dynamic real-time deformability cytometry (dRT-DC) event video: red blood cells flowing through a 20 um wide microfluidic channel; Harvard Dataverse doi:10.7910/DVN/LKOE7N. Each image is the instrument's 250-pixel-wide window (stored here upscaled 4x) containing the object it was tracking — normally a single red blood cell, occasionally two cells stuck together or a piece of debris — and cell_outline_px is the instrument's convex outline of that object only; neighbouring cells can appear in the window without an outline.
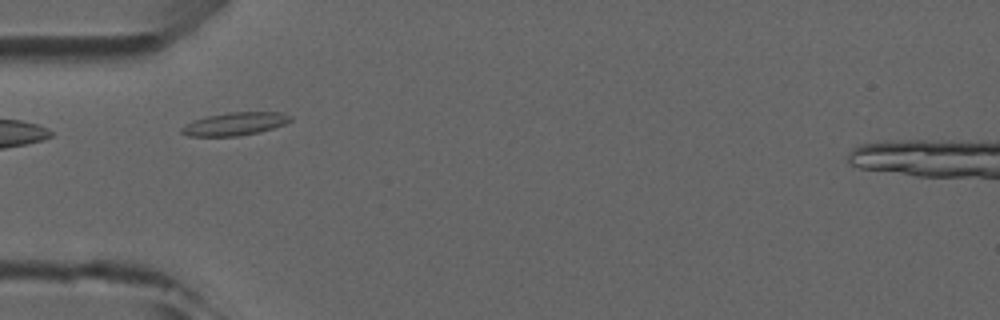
{"species": "common noctule bat (a hibernating species)", "species_latin": "Nyctalus noctula", "temperature_condition": "room temperature", "stored_images_in_passage": 6, "camera_frame_rate_fps": 3000, "um_per_image_px": 0.085, "animal": {"sex": "male", "forearm_length_mm": 52.5}, "frame": {"image": 1, "passage_image": 3, "time_ms": 3.0, "image_size_px": [1000, 320], "cell_outline_px": [[292, 120], [284, 124], [260, 132], [236, 136], [188, 136], [180, 132], [180, 128], [184, 124], [208, 116], [228, 112], [280, 112], [292, 116]], "centroid_in_image_um": [19.96, 10.53], "position_along_channel_um": 65.0, "area_um2": 14.51}}
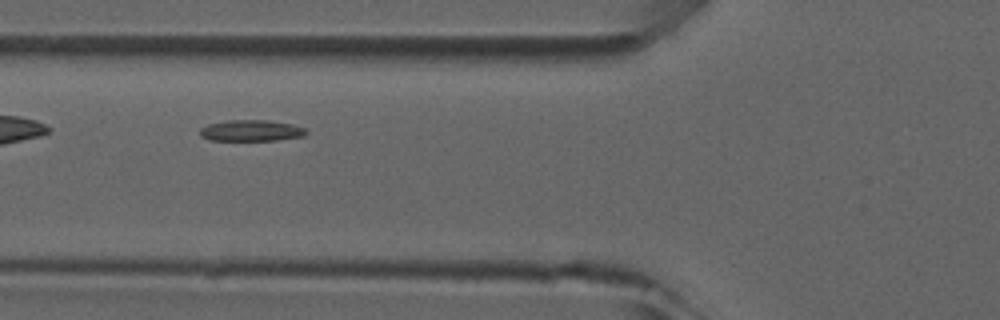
{"frame": {"image": 2, "passage_image": 4, "time_ms": 4.0, "image_size_px": [1000, 320], "cell_outline_px": [[308, 132], [304, 136], [276, 140], [208, 140], [200, 136], [200, 128], [208, 124], [228, 120], [268, 120], [292, 124], [304, 128]], "centroid_in_image_um": [21.33, 11.1], "position_along_channel_um": 104.5, "area_um2": 13.12}}
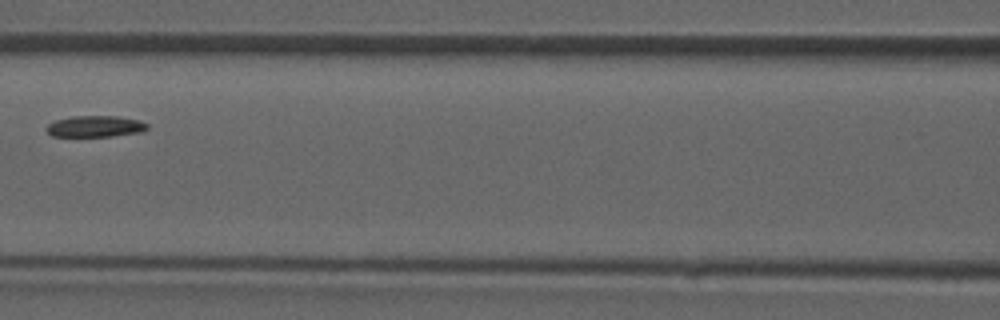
{"frame": {"image": 3, "passage_image": 5, "time_ms": 5.333, "image_size_px": [1000, 320], "cell_outline_px": [[148, 128], [140, 132], [112, 136], [52, 136], [48, 132], [48, 124], [56, 120], [72, 116], [116, 116], [140, 120], [148, 124]], "centroid_in_image_um": [8.13, 10.73], "position_along_channel_um": 158.5, "area_um2": 12.37}}